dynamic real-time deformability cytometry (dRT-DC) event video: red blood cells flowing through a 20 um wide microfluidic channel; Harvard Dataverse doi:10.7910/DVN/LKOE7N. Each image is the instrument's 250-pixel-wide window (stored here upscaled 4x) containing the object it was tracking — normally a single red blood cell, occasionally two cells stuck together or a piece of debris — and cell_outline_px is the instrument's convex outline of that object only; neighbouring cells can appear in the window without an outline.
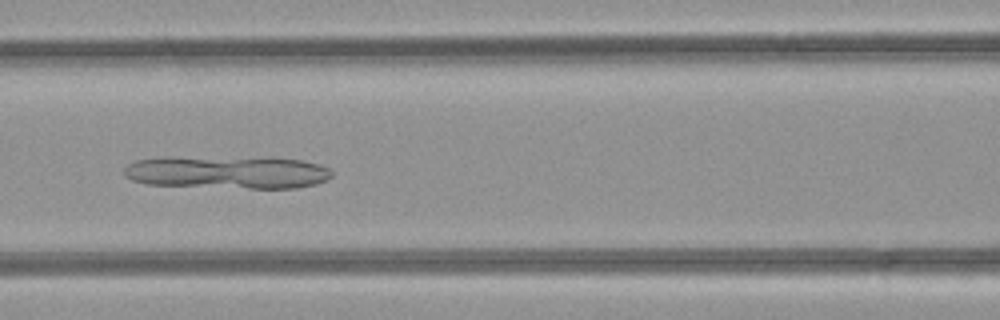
{"species": "common noctule bat (a hibernating species)", "species_latin": "Nyctalus noctula", "temperature_condition": "room temperature", "stored_images_in_passage": 47, "camera_frame_rate_fps": 3000, "um_per_image_px": 0.085, "animal": {"sex": "female", "body_mass_g": 21.9}, "frame": {"image": 1, "passage_image": 20, "time_ms": 6.333, "image_size_px": [1000, 320], "cell_outline_px": [[332, 176], [328, 180], [316, 184], [296, 188], [248, 188], [148, 184], [132, 180], [124, 176], [124, 168], [128, 164], [136, 160], [272, 156], [300, 160], [320, 164], [328, 168], [332, 172]], "centroid_in_image_um": [19.48, 14.65], "position_along_channel_um": 147.1, "area_um2": 39.42}}
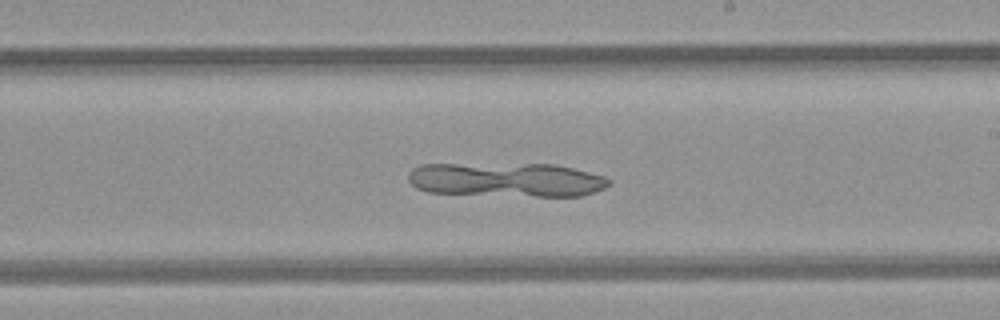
{"frame": {"image": 2, "passage_image": 27, "time_ms": 8.667, "image_size_px": [1000, 320], "cell_outline_px": [[612, 184], [604, 188], [580, 196], [536, 196], [428, 192], [416, 188], [408, 180], [408, 172], [412, 168], [420, 164], [552, 164], [572, 168], [604, 176], [612, 180]], "centroid_in_image_um": [43.04, 15.27], "position_along_channel_um": 246.0, "area_um2": 39.88}}
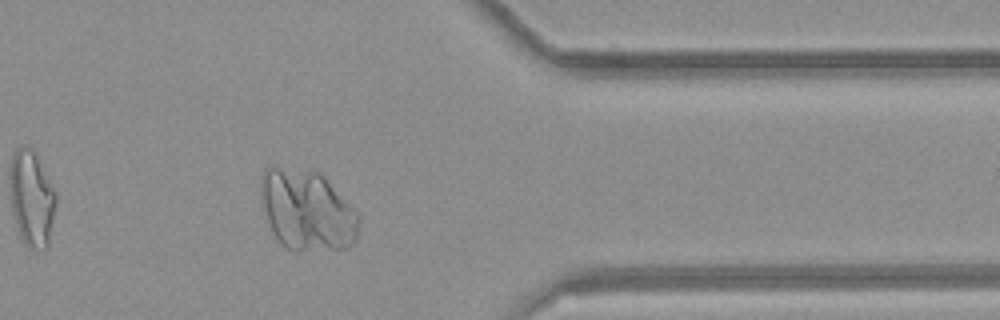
{"frame": {"image": 3, "passage_image": 38, "time_ms": 12.333, "image_size_px": [1000, 320], "cell_outline_px": [[360, 220], [356, 240], [348, 248], [296, 252], [284, 248], [280, 244], [260, 204], [260, 176], [264, 168], [272, 164], [320, 172], [324, 176], [360, 216]], "centroid_in_image_um": [26.06, 17.86], "position_along_channel_um": 385.3, "area_um2": 46.99}}